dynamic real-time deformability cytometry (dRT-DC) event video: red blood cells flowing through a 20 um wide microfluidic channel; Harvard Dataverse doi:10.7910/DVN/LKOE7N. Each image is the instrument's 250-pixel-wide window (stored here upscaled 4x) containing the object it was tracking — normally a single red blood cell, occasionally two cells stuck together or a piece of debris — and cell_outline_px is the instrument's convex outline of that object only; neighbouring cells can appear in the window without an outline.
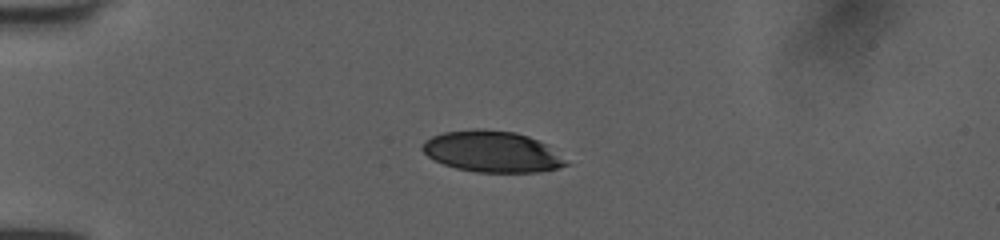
{"species": "human", "species_latin": "Homo sapiens", "temperature_condition": "room temperature", "stored_images_in_passage": 39, "camera_frame_rate_fps": 3000, "um_per_image_px": 0.085, "donor": {"sex": "female"}, "frame": {"image": 1, "passage_image": 1, "time_ms": 0.0, "image_size_px": [1000, 240], "cell_outline_px": [[568, 164], [556, 168], [540, 172], [476, 172], [456, 168], [444, 164], [428, 156], [420, 148], [432, 136], [444, 132], [476, 128], [516, 132], [528, 136], [544, 144], [564, 160]], "centroid_in_image_um": [41.78, 12.88], "position_along_channel_um": 43.2, "area_um2": 33.81}}
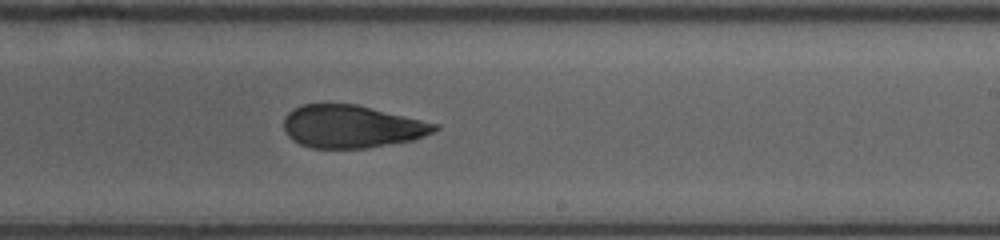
{"frame": {"image": 2, "passage_image": 20, "time_ms": 6.333, "image_size_px": [1000, 240], "cell_outline_px": [[440, 128], [424, 136], [412, 140], [364, 148], [312, 148], [300, 144], [292, 140], [288, 136], [284, 128], [284, 116], [292, 108], [300, 104], [356, 104], [440, 124]], "centroid_in_image_um": [29.87, 10.74], "position_along_channel_um": 259.1, "area_um2": 37.57}}
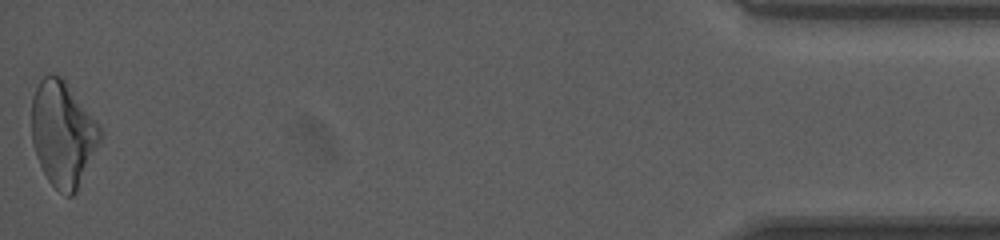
{"frame": {"image": 3, "passage_image": 39, "time_ms": 12.667, "image_size_px": [1000, 240], "cell_outline_px": [[100, 140], [76, 192], [72, 196], [68, 196], [60, 192], [48, 180], [36, 156], [32, 144], [32, 96], [40, 80], [44, 76], [64, 76], [100, 128]], "centroid_in_image_um": [5.31, 11.35], "position_along_channel_um": 429.9, "area_um2": 41.44}, "authors_computed_cell_mechanics": {"area_um2": 38.8994, "velocity_mm_per_s": 4.0321, "shape_relaxation_time_tau1_ms": 6.8243, "shape_relaxation_time_tau2_ms": 2.5653, "deformation_change_tau1": 0.189, "deformation_change_tau2": 0.0991}}